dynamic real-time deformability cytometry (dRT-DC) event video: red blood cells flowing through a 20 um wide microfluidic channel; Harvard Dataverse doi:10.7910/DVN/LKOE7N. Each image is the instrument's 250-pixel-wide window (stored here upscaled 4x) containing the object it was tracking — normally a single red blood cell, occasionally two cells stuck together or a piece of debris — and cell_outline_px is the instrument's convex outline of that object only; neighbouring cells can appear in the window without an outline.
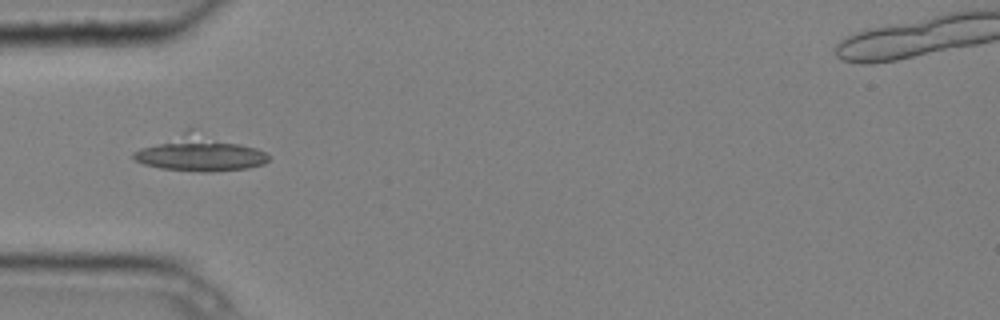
{"species": "common noctule bat (a hibernating species)", "species_latin": "Nyctalus noctula", "temperature_condition": "cold", "stored_images_in_passage": 6, "camera_frame_rate_fps": 3000, "um_per_image_px": 0.085, "animal": {"sex": "male", "body_mass_g": 20.4}, "frame": {"image": 1, "passage_image": 5, "time_ms": 1.333, "image_size_px": [1000, 320], "cell_outline_px": [[268, 160], [264, 164], [248, 168], [212, 172], [200, 172], [160, 168], [144, 164], [136, 160], [132, 156], [132, 152], [140, 148], [188, 128], [192, 128], [256, 148], [264, 152], [268, 156]], "centroid_in_image_um": [16.94, 13.02], "position_along_channel_um": 68.1, "area_um2": 28.09}}
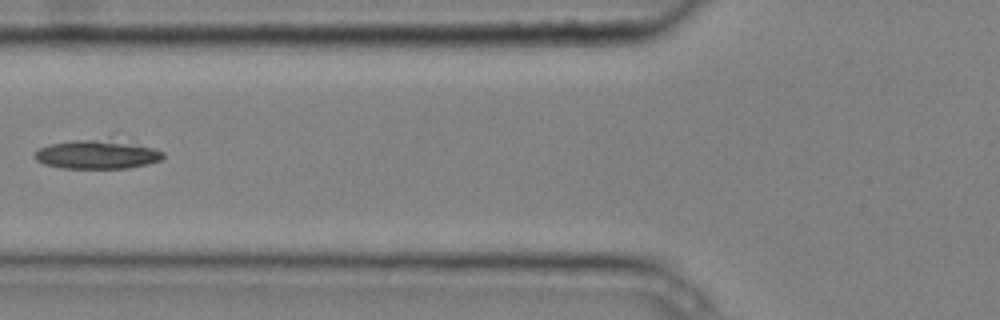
{"frame": {"image": 2, "passage_image": 6, "time_ms": 1.667, "image_size_px": [1000, 320], "cell_outline_px": [[164, 156], [160, 160], [148, 164], [124, 168], [60, 168], [44, 164], [36, 160], [32, 156], [40, 148], [52, 144], [112, 132], [164, 152]], "centroid_in_image_um": [8.36, 13.01], "position_along_channel_um": 117.4, "area_um2": 23.58}}